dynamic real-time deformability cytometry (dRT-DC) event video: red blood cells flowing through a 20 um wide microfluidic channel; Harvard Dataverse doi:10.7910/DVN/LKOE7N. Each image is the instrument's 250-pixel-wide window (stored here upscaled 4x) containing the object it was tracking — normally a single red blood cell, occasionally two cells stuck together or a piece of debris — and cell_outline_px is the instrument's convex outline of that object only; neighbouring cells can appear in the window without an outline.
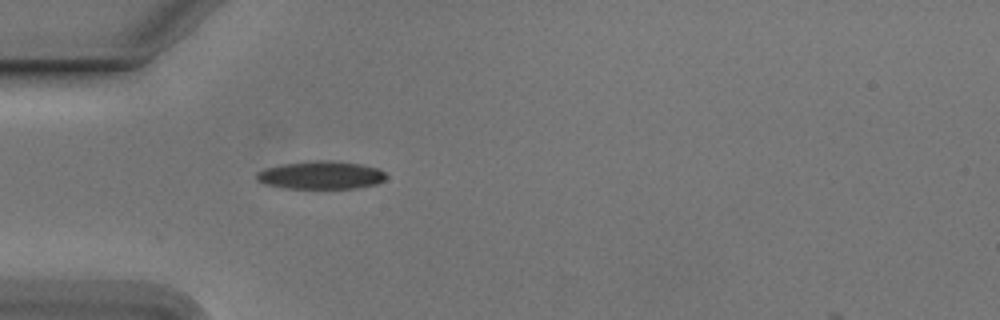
{"species": "Egyptian fruit bat (a non-hibernating species)", "species_latin": "Rousettus aegyptiacus", "temperature_condition": "cold", "stored_images_in_passage": 28, "camera_frame_rate_fps": 3000, "um_per_image_px": 0.085, "animal": {"sex": "male"}, "frame": {"image": 1, "passage_image": 1, "time_ms": 0.0, "image_size_px": [1000, 320], "cell_outline_px": [[388, 176], [384, 180], [376, 184], [356, 188], [284, 188], [264, 184], [256, 180], [256, 172], [268, 168], [284, 164], [316, 160], [328, 160], [360, 164], [376, 168], [384, 172]], "centroid_in_image_um": [27.28, 14.89], "position_along_channel_um": 57.7, "area_um2": 20.98}}
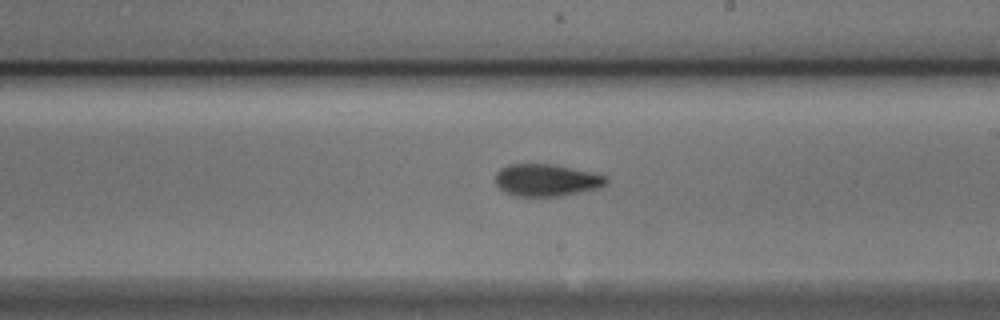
{"frame": {"image": 2, "passage_image": 16, "time_ms": 5.0, "image_size_px": [1000, 320], "cell_outline_px": [[608, 180], [600, 188], [564, 196], [516, 196], [504, 192], [496, 184], [496, 172], [500, 168], [508, 164], [552, 164], [608, 176]], "centroid_in_image_um": [46.44, 15.32], "position_along_channel_um": 242.6, "area_um2": 20.81}}
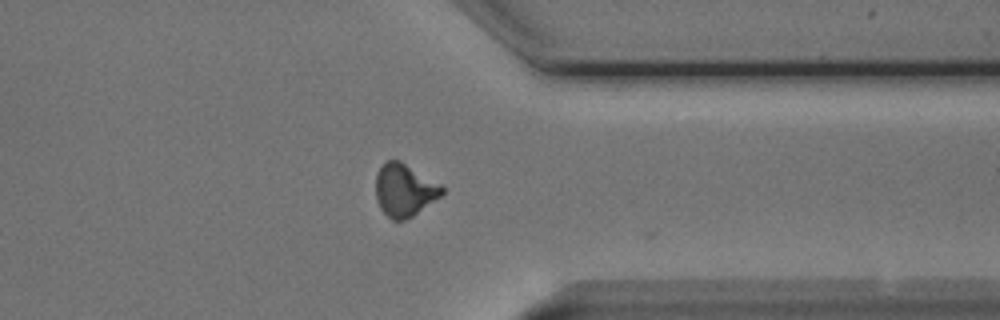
{"frame": {"image": 3, "passage_image": 27, "time_ms": 8.667, "image_size_px": [1000, 320], "cell_outline_px": [[444, 192], [440, 196], [412, 216], [404, 220], [392, 220], [380, 208], [376, 200], [376, 172], [388, 160], [400, 160], [440, 184], [444, 188]], "centroid_in_image_um": [34.36, 16.15], "position_along_channel_um": 377.0, "area_um2": 20.06}, "authors_computed_cell_mechanics": {"area_um2": 20.7213, "velocity_mm_per_s": 3.7972, "shape_relaxation_time_tau1_ms": 2.6333, "shape_relaxation_time_tau2_ms": 3.0188, "deformation_change_tau1": 0.1434, "deformation_change_tau2": 0.0988}}